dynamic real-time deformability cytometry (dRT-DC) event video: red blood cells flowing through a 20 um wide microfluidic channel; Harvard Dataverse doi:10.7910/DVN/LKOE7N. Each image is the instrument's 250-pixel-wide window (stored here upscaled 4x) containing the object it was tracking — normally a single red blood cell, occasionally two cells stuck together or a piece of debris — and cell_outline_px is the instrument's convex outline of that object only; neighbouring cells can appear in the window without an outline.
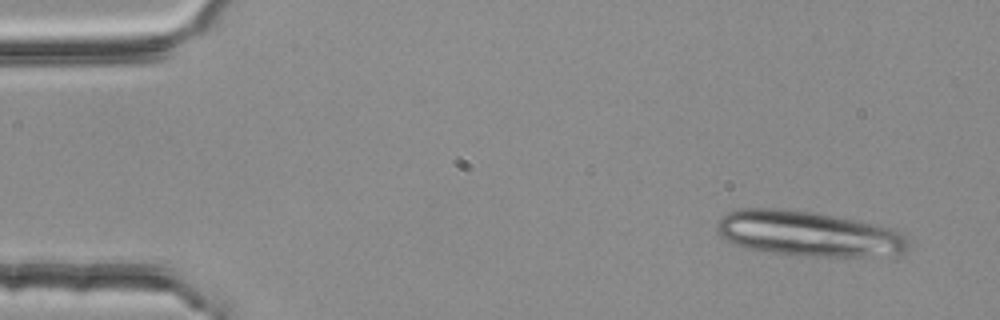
{"species": "common noctule bat (a hibernating species)", "species_latin": "Nyctalus noctula", "temperature_condition": "room temperature", "stored_images_in_passage": 5, "segment_of_instrument_passage": [1, 2], "camera_frame_rate_fps": 3000, "um_per_image_px": 0.085, "animal": {"sex": "female", "body_mass_g": 25.1}, "frame": {"image": 1, "passage_image": 1, "time_ms": 0.0, "image_size_px": [1000, 320], "cell_outline_px": [[908, 248], [904, 252], [864, 256], [804, 256], [772, 252], [748, 248], [736, 244], [720, 236], [716, 232], [716, 224], [728, 212], [736, 208], [776, 208], [812, 212], [896, 228], [908, 240]], "centroid_in_image_um": [68.68, 19.85], "position_along_channel_um": 16.3, "area_um2": 49.94}}